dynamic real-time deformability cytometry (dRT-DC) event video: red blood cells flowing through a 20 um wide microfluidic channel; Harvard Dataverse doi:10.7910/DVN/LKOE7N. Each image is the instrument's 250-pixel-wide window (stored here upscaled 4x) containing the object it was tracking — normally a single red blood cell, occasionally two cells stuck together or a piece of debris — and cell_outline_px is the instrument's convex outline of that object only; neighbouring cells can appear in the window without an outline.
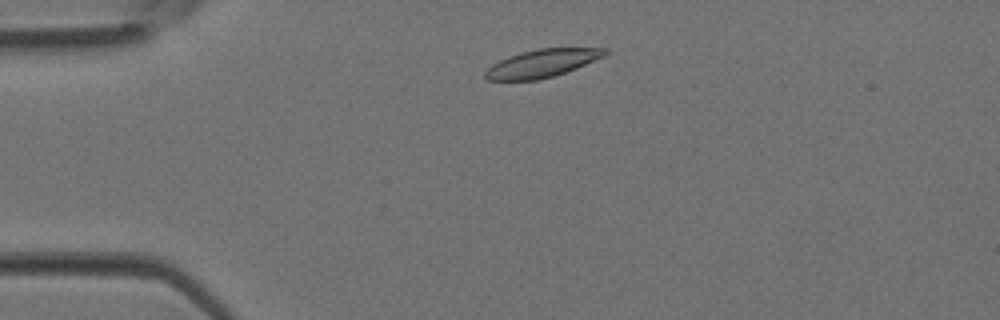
{"species": "Egyptian fruit bat (a non-hibernating species)", "species_latin": "Rousettus aegyptiacus", "temperature_condition": "room temperature", "stored_images_in_passage": 2, "camera_frame_rate_fps": 3000, "um_per_image_px": 0.085, "animal": {"sex": "female"}, "frame": {"image": 1, "passage_image": 1, "time_ms": 0.0, "image_size_px": [1000, 320], "cell_outline_px": [[608, 52], [604, 56], [576, 68], [552, 76], [536, 80], [488, 80], [484, 76], [484, 72], [492, 64], [508, 56], [520, 52], [536, 48], [608, 48]], "centroid_in_image_um": [46.05, 5.37], "position_along_channel_um": 38.9, "area_um2": 19.31}}